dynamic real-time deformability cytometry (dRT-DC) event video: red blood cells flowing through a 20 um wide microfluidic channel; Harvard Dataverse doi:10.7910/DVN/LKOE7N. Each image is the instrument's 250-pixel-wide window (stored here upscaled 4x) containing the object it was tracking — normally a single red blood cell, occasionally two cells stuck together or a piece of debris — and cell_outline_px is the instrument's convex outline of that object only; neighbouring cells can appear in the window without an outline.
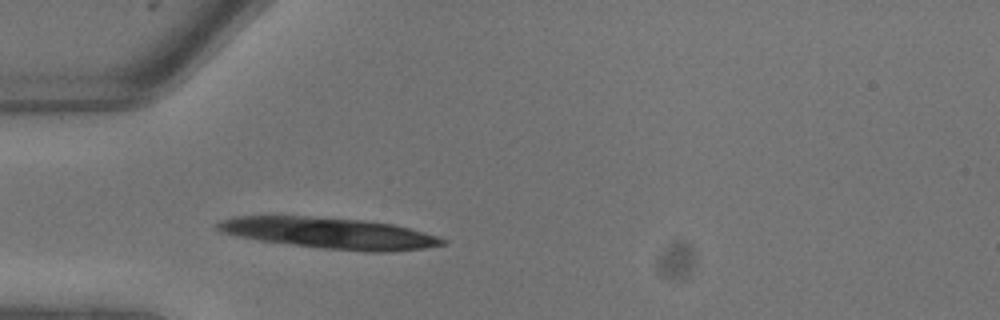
{"species": "common noctule bat (a hibernating species)", "species_latin": "Nyctalus noctula", "temperature_condition": "warm", "stored_images_in_passage": 3, "camera_frame_rate_fps": 3000, "um_per_image_px": 0.085, "animal": {"sex": "male", "body_mass_g": 13.3}, "frame": {"image": 1, "passage_image": 3, "time_ms": 0.667, "image_size_px": [1000, 320], "cell_outline_px": [[448, 244], [424, 248], [384, 252], [368, 252], [324, 248], [260, 240], [240, 236], [224, 232], [216, 228], [216, 224], [220, 220], [236, 216], [308, 216], [368, 220], [392, 224], [424, 232], [448, 240]], "centroid_in_image_um": [28.07, 19.81], "position_along_channel_um": 56.9, "area_um2": 40.46}}